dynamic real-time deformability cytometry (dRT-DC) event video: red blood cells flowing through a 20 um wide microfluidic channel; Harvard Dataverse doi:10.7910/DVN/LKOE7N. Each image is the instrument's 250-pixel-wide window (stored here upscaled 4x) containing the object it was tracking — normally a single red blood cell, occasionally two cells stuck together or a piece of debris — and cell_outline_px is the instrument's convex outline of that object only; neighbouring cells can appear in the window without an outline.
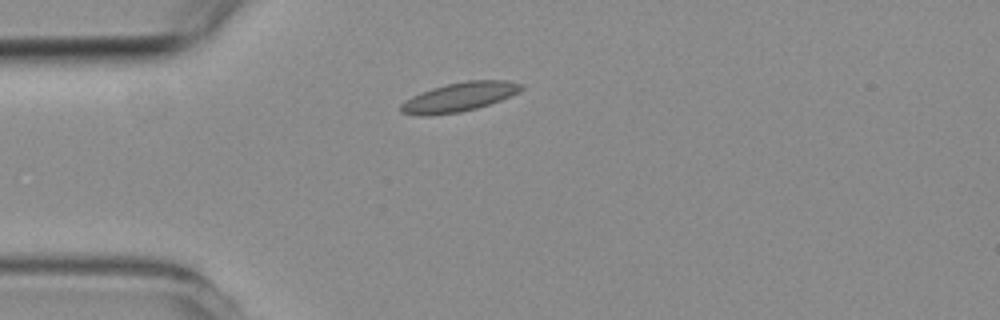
{"species": "common noctule bat (a hibernating species)", "species_latin": "Nyctalus noctula", "temperature_condition": "room temperature", "stored_images_in_passage": 1, "camera_frame_rate_fps": 3000, "um_per_image_px": 0.085, "animal": {"sex": "female", "body_mass_g": 19.3, "forearm_length_mm": 54.1}, "frame": {"image": 1, "passage_image": 1, "time_ms": 0.0, "image_size_px": [1000, 320], "cell_outline_px": [[524, 88], [520, 92], [500, 100], [476, 108], [460, 112], [424, 116], [420, 116], [400, 112], [400, 104], [404, 100], [420, 92], [432, 88], [448, 84], [468, 80], [504, 80], [524, 84]], "centroid_in_image_um": [39.03, 8.24], "position_along_channel_um": 46.0, "area_um2": 20.4}}